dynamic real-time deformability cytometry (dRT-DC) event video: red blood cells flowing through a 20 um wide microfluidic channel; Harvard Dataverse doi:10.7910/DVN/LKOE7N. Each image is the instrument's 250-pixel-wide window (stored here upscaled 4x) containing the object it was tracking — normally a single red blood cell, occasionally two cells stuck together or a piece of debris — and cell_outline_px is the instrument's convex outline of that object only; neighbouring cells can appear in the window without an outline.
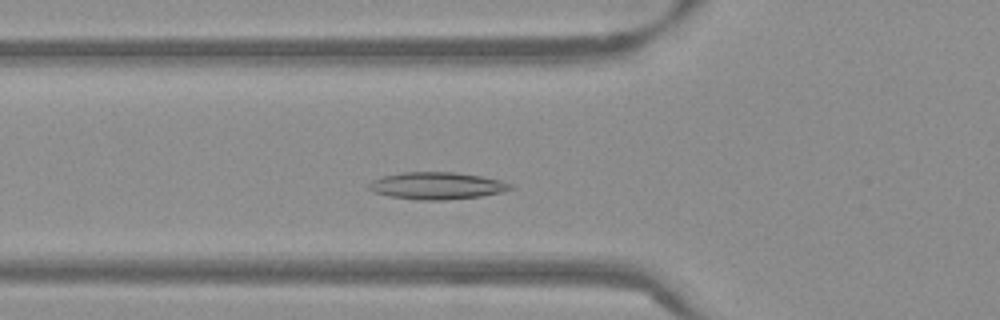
{"species": "Egyptian fruit bat (a non-hibernating species)", "species_latin": "Rousettus aegyptiacus", "temperature_condition": "warm", "stored_images_in_passage": 34, "camera_frame_rate_fps": 3000, "um_per_image_px": 0.085, "frame": {"image": 1, "passage_image": 10, "time_ms": 3.0, "image_size_px": [1000, 320], "cell_outline_px": [[516, 188], [500, 192], [480, 196], [448, 200], [420, 200], [392, 196], [376, 192], [368, 188], [368, 184], [372, 180], [384, 176], [400, 172], [456, 172], [504, 180], [512, 184]], "centroid_in_image_um": [37.19, 15.78], "position_along_channel_um": 88.6, "area_um2": 22.37}}
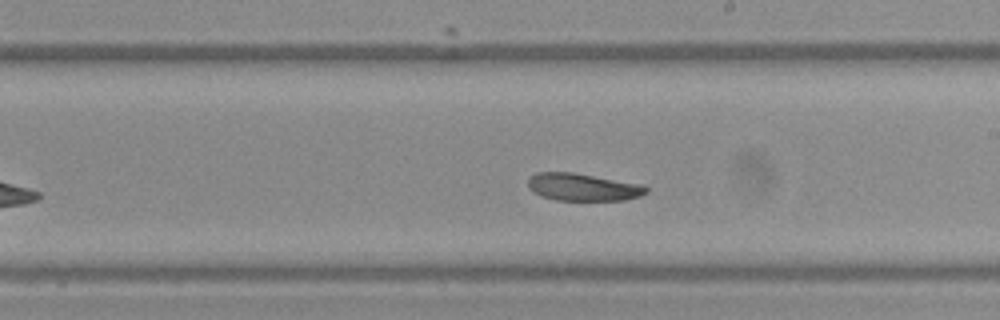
{"frame": {"image": 2, "passage_image": 22, "time_ms": 7.0, "image_size_px": [1000, 320], "cell_outline_px": [[648, 192], [640, 196], [624, 200], [556, 200], [540, 196], [528, 188], [528, 180], [536, 172], [572, 172], [636, 184], [648, 188]], "centroid_in_image_um": [49.48, 15.91], "position_along_channel_um": 239.5, "area_um2": 18.55}}
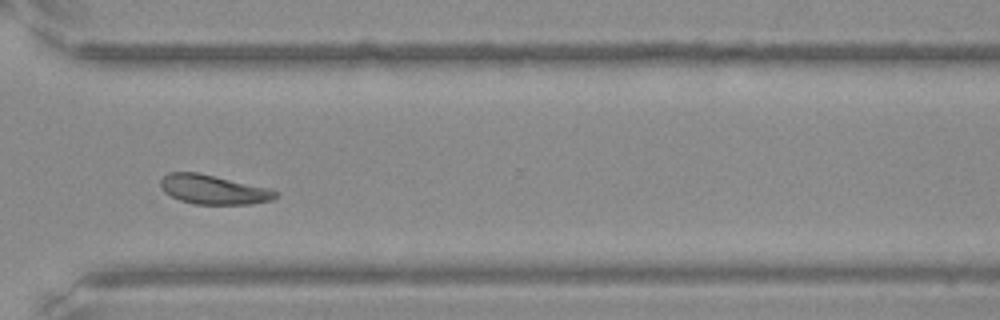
{"frame": {"image": 3, "passage_image": 31, "time_ms": 10.0, "image_size_px": [1000, 320], "cell_outline_px": [[276, 196], [272, 200], [252, 204], [192, 204], [180, 200], [164, 192], [160, 188], [160, 180], [168, 172], [200, 172], [272, 188], [276, 192]], "centroid_in_image_um": [18.14, 16.1], "position_along_channel_um": 352.5, "area_um2": 19.94}, "authors_computed_cell_mechanics": {"area_um2": 20.2589, "velocity_mm_per_s": 3.7618, "shape_relaxation_time_tau1_ms": null, "shape_relaxation_time_tau2_ms": 3.2326, "deformation_change_tau1": null, "deformation_change_tau2": 0.0715}}